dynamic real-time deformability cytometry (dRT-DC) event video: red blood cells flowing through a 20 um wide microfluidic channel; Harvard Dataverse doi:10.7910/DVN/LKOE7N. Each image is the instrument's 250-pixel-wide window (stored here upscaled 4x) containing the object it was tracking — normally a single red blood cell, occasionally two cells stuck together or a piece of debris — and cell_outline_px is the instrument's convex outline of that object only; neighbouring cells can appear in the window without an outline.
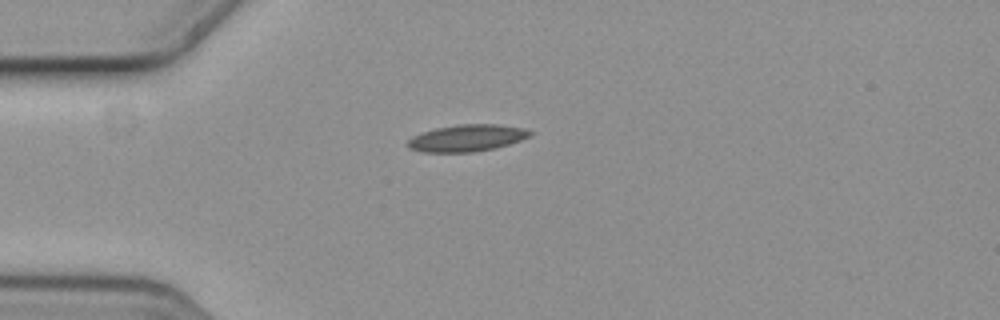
{"species": "common noctule bat (a hibernating species)", "species_latin": "Nyctalus noctula", "temperature_condition": "cold", "stored_images_in_passage": 5, "camera_frame_rate_fps": 3000, "um_per_image_px": 0.085, "animal": {"sex": "female", "body_mass_g": 19.3, "forearm_length_mm": 54.1}, "frame": {"image": 1, "passage_image": 5, "time_ms": 1.333, "image_size_px": [1000, 320], "cell_outline_px": [[532, 136], [496, 148], [472, 152], [420, 152], [408, 148], [404, 144], [412, 136], [436, 128], [460, 124], [500, 124], [524, 128], [532, 132]], "centroid_in_image_um": [39.67, 11.73], "position_along_channel_um": 45.3, "area_um2": 19.25}}